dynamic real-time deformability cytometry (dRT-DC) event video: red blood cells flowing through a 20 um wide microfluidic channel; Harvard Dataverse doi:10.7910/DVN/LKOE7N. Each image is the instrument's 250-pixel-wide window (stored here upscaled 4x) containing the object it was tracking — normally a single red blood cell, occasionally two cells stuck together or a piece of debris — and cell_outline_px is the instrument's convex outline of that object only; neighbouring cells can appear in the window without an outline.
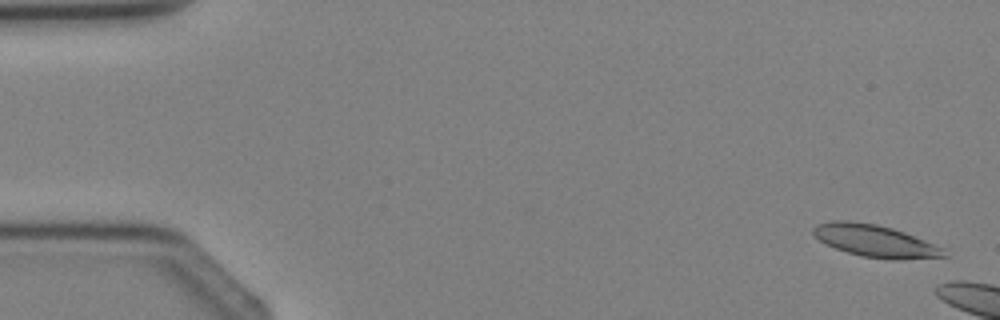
{"species": "Egyptian fruit bat (a non-hibernating species)", "species_latin": "Rousettus aegyptiacus", "temperature_condition": "cold", "stored_images_in_passage": 2, "camera_frame_rate_fps": 3000, "um_per_image_px": 0.085, "animal": {"sex": "female"}, "frame": {"image": 1, "passage_image": 1, "time_ms": 0.0, "image_size_px": [1000, 320], "cell_outline_px": [[952, 256], [900, 260], [892, 260], [860, 256], [836, 248], [812, 236], [812, 228], [816, 224], [832, 220], [848, 220], [876, 224], [892, 228], [904, 232], [944, 248]], "centroid_in_image_um": [74.41, 20.48], "position_along_channel_um": 10.6, "area_um2": 24.74}}